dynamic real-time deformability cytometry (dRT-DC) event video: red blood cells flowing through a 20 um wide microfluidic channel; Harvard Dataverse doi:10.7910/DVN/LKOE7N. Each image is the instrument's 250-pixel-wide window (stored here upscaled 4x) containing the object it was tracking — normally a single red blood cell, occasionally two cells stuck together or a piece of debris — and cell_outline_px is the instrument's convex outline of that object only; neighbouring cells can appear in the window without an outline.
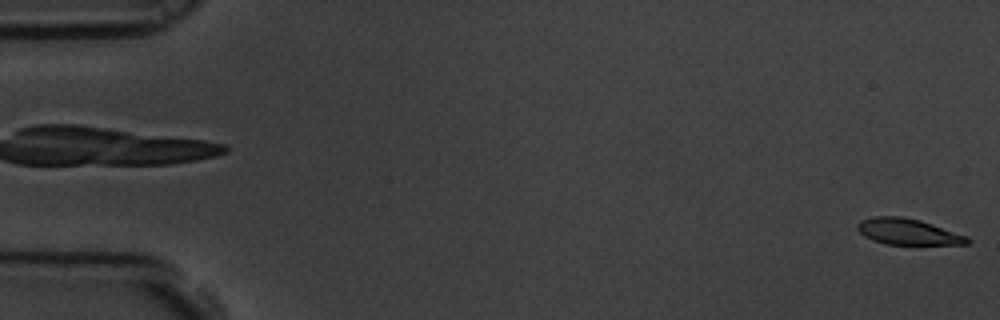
{"species": "common noctule bat (a hibernating species)", "species_latin": "Nyctalus noctula", "temperature_condition": "room temperature", "stored_images_in_passage": 4, "camera_frame_rate_fps": 3000, "um_per_image_px": 0.085, "animal": {"sex": "male", "body_mass_g": 19.5, "forearm_length_mm": 54.6}, "frame": {"image": 1, "passage_image": 4, "time_ms": 1.0, "image_size_px": [1000, 320], "cell_outline_px": [[972, 240], [968, 244], [884, 244], [872, 240], [864, 236], [856, 228], [856, 224], [860, 220], [872, 216], [900, 216], [920, 220], [968, 236]], "centroid_in_image_um": [77.15, 19.69], "position_along_channel_um": 7.9, "area_um2": 16.76}}